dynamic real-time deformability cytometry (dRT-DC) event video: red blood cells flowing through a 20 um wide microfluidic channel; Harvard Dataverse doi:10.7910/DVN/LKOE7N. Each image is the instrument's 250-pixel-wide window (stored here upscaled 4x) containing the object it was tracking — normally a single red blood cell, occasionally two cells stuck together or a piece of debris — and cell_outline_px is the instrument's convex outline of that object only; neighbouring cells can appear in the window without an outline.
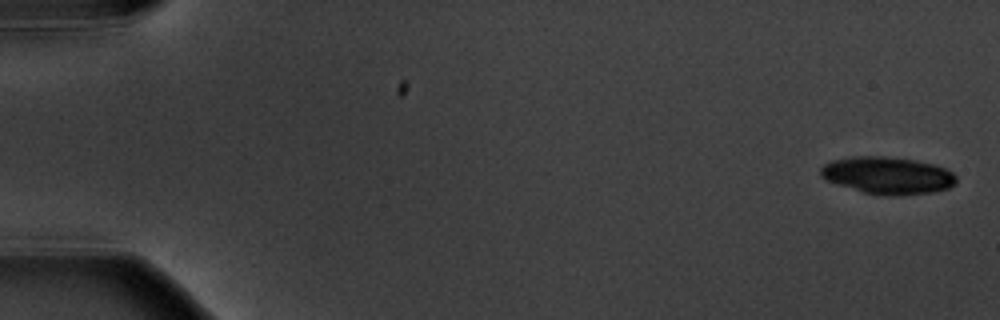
{"species": "common noctule bat (a hibernating species)", "species_latin": "Nyctalus noctula", "temperature_condition": "warm", "stored_images_in_passage": 5, "camera_frame_rate_fps": 3000, "um_per_image_px": 0.085, "animal": {"sex": "male", "body_mass_g": 20.1, "forearm_length_mm": 53.5}, "frame": {"image": 1, "passage_image": 1, "time_ms": 0.0, "image_size_px": [1000, 320], "cell_outline_px": [[956, 184], [948, 188], [932, 192], [896, 196], [888, 196], [864, 192], [828, 180], [820, 176], [820, 168], [824, 164], [832, 160], [852, 156], [884, 156], [916, 160], [932, 164], [944, 168], [952, 172], [956, 176]], "centroid_in_image_um": [75.46, 14.9], "position_along_channel_um": 9.5, "area_um2": 29.25}}